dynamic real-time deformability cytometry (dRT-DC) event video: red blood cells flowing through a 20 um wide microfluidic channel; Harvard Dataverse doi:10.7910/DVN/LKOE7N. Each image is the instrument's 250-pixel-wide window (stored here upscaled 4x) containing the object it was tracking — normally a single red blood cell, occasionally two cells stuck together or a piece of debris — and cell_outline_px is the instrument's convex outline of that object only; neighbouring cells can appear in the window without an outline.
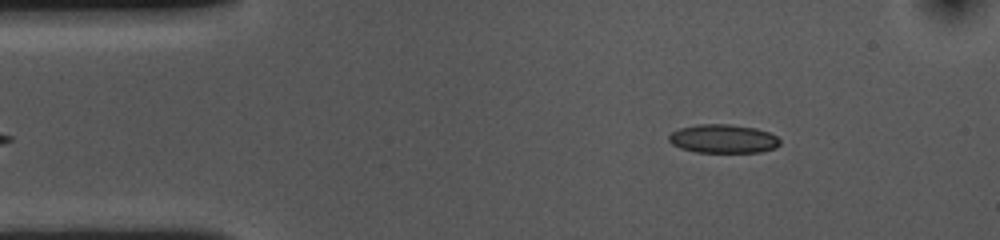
{"species": "common noctule bat (a hibernating species)", "species_latin": "Nyctalus noctula", "temperature_condition": "cold", "stored_images_in_passage": 49, "camera_frame_rate_fps": 3000, "um_per_image_px": 0.085, "animal": {"sex": "female", "body_mass_g": 10.0, "forearm_length_mm": 53.1}, "frame": {"image": 1, "passage_image": 2, "time_ms": 0.333, "image_size_px": [1000, 240], "cell_outline_px": [[780, 144], [776, 148], [760, 152], [696, 152], [680, 148], [672, 144], [668, 140], [668, 136], [672, 132], [680, 128], [700, 124], [728, 124], [756, 128], [768, 132], [776, 136], [780, 140]], "centroid_in_image_um": [61.47, 11.8], "position_along_channel_um": 23.5, "area_um2": 18.55}}
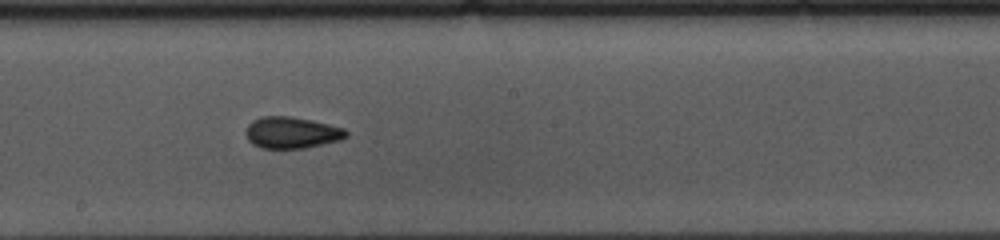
{"frame": {"image": 2, "passage_image": 23, "time_ms": 7.333, "image_size_px": [1000, 240], "cell_outline_px": [[348, 136], [340, 140], [304, 148], [260, 148], [252, 144], [248, 140], [244, 132], [248, 124], [252, 120], [260, 116], [288, 116], [312, 120], [344, 128], [348, 132]], "centroid_in_image_um": [24.76, 11.27], "position_along_channel_um": 223.4, "area_um2": 18.55}}
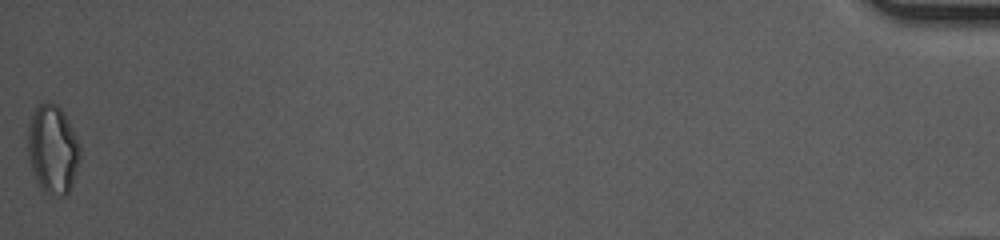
{"frame": {"image": 3, "passage_image": 49, "time_ms": 16.0, "image_size_px": [1000, 240], "cell_outline_px": [[80, 160], [72, 184], [68, 192], [64, 196], [60, 196], [44, 192], [32, 168], [28, 152], [28, 128], [32, 112], [40, 104], [56, 104], [64, 112], [80, 144]], "centroid_in_image_um": [4.51, 12.68], "position_along_channel_um": 430.7, "area_um2": 26.53}, "authors_computed_cell_mechanics": {"area_um2": 18.5538, "velocity_mm_per_s": 3.6039, "shape_relaxation_time_tau1_ms": null, "shape_relaxation_time_tau2_ms": 1.753, "deformation_change_tau1": null, "deformation_change_tau2": 0.0518}}